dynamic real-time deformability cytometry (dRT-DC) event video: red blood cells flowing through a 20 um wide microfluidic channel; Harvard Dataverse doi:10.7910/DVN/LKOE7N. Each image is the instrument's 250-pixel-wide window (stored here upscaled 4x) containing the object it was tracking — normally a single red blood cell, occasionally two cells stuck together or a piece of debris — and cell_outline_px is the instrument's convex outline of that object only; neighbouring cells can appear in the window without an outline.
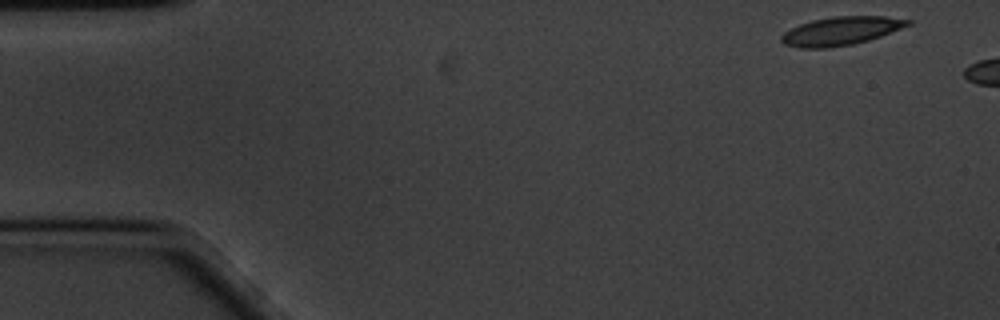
{"species": "common noctule bat (a hibernating species)", "species_latin": "Nyctalus noctula", "temperature_condition": "cold", "stored_images_in_passage": 8, "camera_frame_rate_fps": 3000, "um_per_image_px": 0.085, "animal": {"sex": "male", "body_mass_g": 20.1, "forearm_length_mm": 53.5}, "frame": {"image": 1, "passage_image": 1, "time_ms": 0.0, "image_size_px": [1000, 320], "cell_outline_px": [[912, 24], [880, 36], [868, 40], [852, 44], [828, 48], [800, 48], [784, 44], [780, 40], [780, 36], [784, 32], [800, 24], [812, 20], [832, 16], [884, 16], [912, 20]], "centroid_in_image_um": [71.46, 2.63], "position_along_channel_um": 13.5, "area_um2": 20.92}}